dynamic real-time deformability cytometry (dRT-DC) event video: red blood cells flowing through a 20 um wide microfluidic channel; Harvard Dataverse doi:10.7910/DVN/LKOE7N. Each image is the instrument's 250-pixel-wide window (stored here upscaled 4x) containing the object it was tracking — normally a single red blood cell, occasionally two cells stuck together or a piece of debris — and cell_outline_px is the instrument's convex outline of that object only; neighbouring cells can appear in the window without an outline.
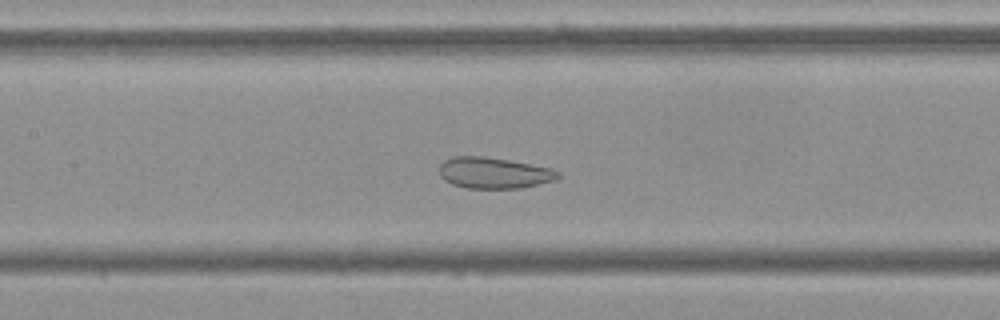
{"species": "Egyptian fruit bat (a non-hibernating species)", "species_latin": "Rousettus aegyptiacus", "temperature_condition": "cold", "stored_images_in_passage": 56, "camera_frame_rate_fps": 3000, "um_per_image_px": 0.085, "frame": {"image": 1, "passage_image": 25, "time_ms": 8.0, "image_size_px": [1000, 320], "cell_outline_px": [[560, 176], [552, 180], [520, 188], [468, 188], [452, 184], [444, 180], [440, 176], [440, 164], [444, 160], [452, 156], [484, 156], [508, 160], [552, 168], [560, 172]], "centroid_in_image_um": [41.94, 14.68], "position_along_channel_um": 165.5, "area_um2": 21.39}}
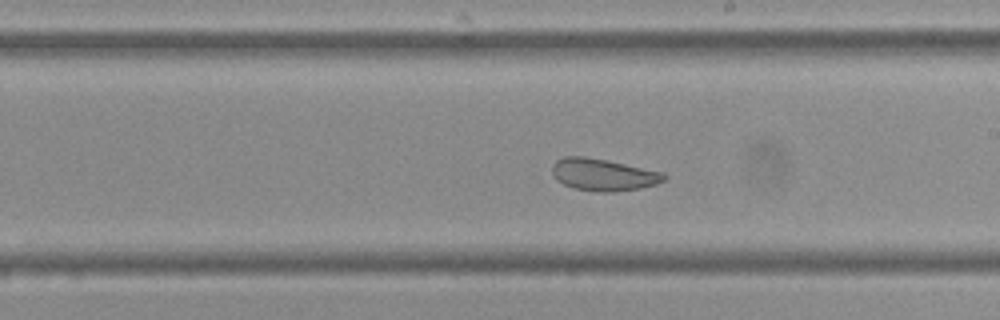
{"frame": {"image": 2, "passage_image": 31, "time_ms": 10.0, "image_size_px": [1000, 320], "cell_outline_px": [[668, 176], [664, 180], [656, 184], [640, 188], [612, 192], [600, 192], [572, 188], [556, 180], [552, 172], [552, 164], [556, 160], [564, 156], [584, 156], [608, 160], [664, 172]], "centroid_in_image_um": [51.27, 14.84], "position_along_channel_um": 237.7, "area_um2": 21.1}}
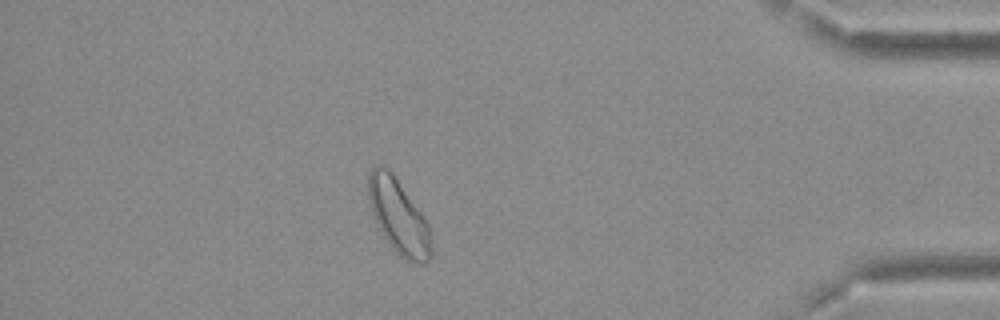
{"frame": {"image": 3, "passage_image": 48, "time_ms": 15.667, "image_size_px": [1000, 320], "cell_outline_px": [[432, 256], [424, 264], [404, 260], [392, 248], [384, 236], [372, 212], [368, 200], [368, 172], [376, 164], [384, 164], [392, 172], [420, 212], [428, 224], [432, 248]], "centroid_in_image_um": [33.86, 18.39], "position_along_channel_um": 401.3, "area_um2": 27.11}}